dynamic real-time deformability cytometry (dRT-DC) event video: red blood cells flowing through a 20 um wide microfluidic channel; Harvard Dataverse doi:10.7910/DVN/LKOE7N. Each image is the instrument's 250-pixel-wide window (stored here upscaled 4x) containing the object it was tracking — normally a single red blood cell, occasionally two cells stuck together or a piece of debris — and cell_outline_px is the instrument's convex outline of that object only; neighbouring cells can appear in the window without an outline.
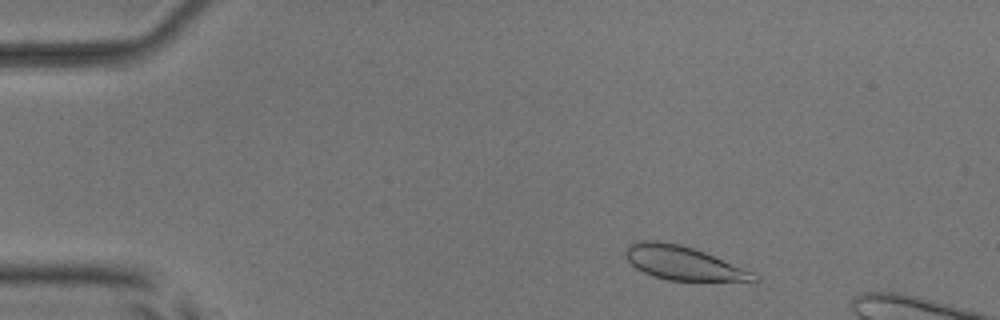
{"species": "common noctule bat (a hibernating species)", "species_latin": "Nyctalus noctula", "temperature_condition": "room temperature", "stored_images_in_passage": 5, "camera_frame_rate_fps": 3000, "um_per_image_px": 0.085, "animal": {"sex": "male", "body_mass_g": 17.9, "forearm_length_mm": 54.2}, "frame": {"image": 1, "passage_image": 2, "time_ms": 1.0, "image_size_px": [1000, 320], "cell_outline_px": [[760, 280], [756, 284], [668, 280], [652, 276], [636, 268], [624, 256], [624, 252], [632, 244], [640, 240], [656, 240], [680, 244], [704, 252], [752, 272]], "centroid_in_image_um": [58.18, 22.42], "position_along_channel_um": 26.8, "area_um2": 25.89}}